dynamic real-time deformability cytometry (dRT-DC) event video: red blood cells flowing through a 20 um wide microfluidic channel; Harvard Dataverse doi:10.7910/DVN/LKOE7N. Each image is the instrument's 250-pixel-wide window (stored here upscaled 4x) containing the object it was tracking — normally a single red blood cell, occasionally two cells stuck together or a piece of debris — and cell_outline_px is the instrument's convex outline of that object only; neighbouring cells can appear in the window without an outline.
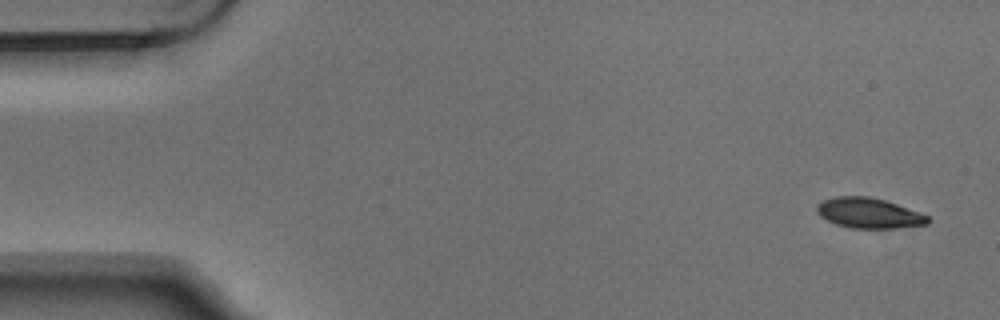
{"species": "Egyptian fruit bat (a non-hibernating species)", "species_latin": "Rousettus aegyptiacus", "temperature_condition": "warm", "stored_images_in_passage": 5, "camera_frame_rate_fps": 3000, "um_per_image_px": 0.085, "animal": {"sex": "male"}, "frame": {"image": 1, "passage_image": 1, "time_ms": 0.0, "image_size_px": [1000, 320], "cell_outline_px": [[928, 224], [896, 228], [852, 228], [836, 224], [820, 216], [816, 212], [816, 204], [824, 200], [836, 196], [868, 196], [884, 200], [920, 212], [928, 216]], "centroid_in_image_um": [73.83, 18.11], "position_along_channel_um": 11.2, "area_um2": 19.48}}
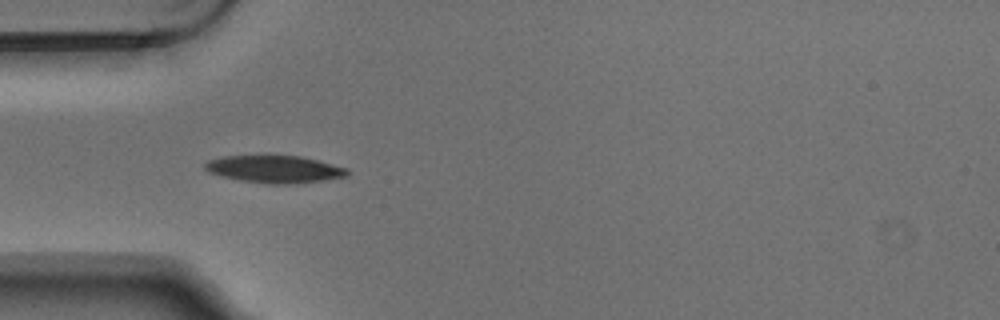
{"frame": {"image": 2, "passage_image": 4, "time_ms": 1.0, "image_size_px": [1000, 320], "cell_outline_px": [[348, 176], [324, 180], [288, 184], [268, 184], [240, 180], [208, 172], [204, 168], [204, 164], [208, 160], [224, 156], [300, 156], [348, 168]], "centroid_in_image_um": [23.34, 14.38], "position_along_channel_um": 61.7, "area_um2": 22.43}}
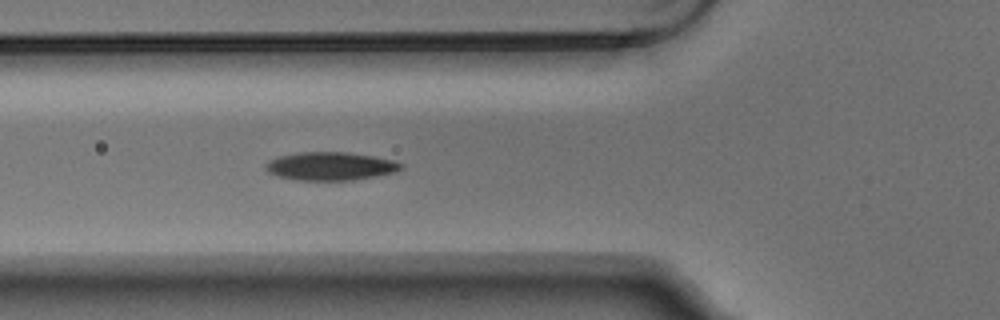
{"frame": {"image": 3, "passage_image": 5, "time_ms": 1.333, "image_size_px": [1000, 320], "cell_outline_px": [[404, 168], [396, 172], [376, 176], [352, 180], [296, 180], [280, 176], [268, 172], [264, 168], [264, 164], [268, 160], [280, 156], [296, 152], [348, 152], [372, 156], [392, 160], [404, 164]], "centroid_in_image_um": [28.09, 14.12], "position_along_channel_um": 97.7, "area_um2": 22.37}}